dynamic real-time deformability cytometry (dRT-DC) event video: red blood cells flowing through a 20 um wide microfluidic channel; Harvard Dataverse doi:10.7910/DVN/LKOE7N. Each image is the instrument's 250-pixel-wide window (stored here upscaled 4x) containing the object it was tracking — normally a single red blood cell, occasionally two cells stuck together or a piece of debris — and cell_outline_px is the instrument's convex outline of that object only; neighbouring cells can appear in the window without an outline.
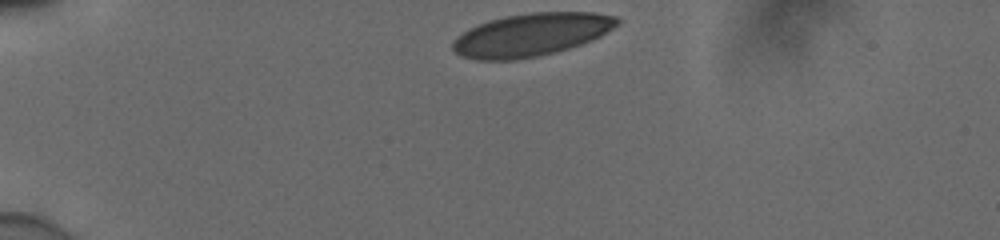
{"species": "human", "species_latin": "Homo sapiens", "temperature_condition": "cold", "stored_images_in_passage": 34, "camera_frame_rate_fps": 3000, "um_per_image_px": 0.085, "donor": {"sex": "male"}, "frame": {"image": 1, "passage_image": 1, "time_ms": 0.0, "image_size_px": [1000, 240], "cell_outline_px": [[620, 24], [600, 36], [592, 40], [568, 48], [536, 56], [516, 60], [476, 60], [460, 56], [452, 48], [452, 44], [456, 36], [468, 28], [476, 24], [488, 20], [504, 16], [532, 12], [592, 12], [616, 16], [620, 20]], "centroid_in_image_um": [45.12, 2.94], "position_along_channel_um": 39.9, "area_um2": 41.21}}
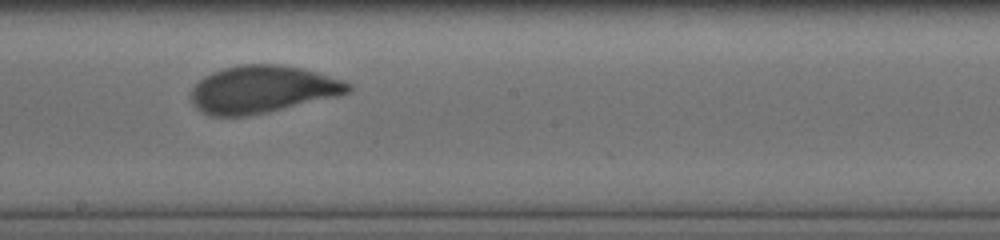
{"frame": {"image": 2, "passage_image": 20, "time_ms": 6.333, "image_size_px": [1000, 240], "cell_outline_px": [[356, 88], [348, 92], [336, 96], [268, 112], [244, 116], [208, 116], [200, 112], [192, 104], [192, 88], [204, 76], [212, 72], [224, 68], [244, 64], [280, 64], [300, 68], [316, 72], [344, 80], [352, 84]], "centroid_in_image_um": [22.3, 7.6], "position_along_channel_um": 225.9, "area_um2": 43.35}}
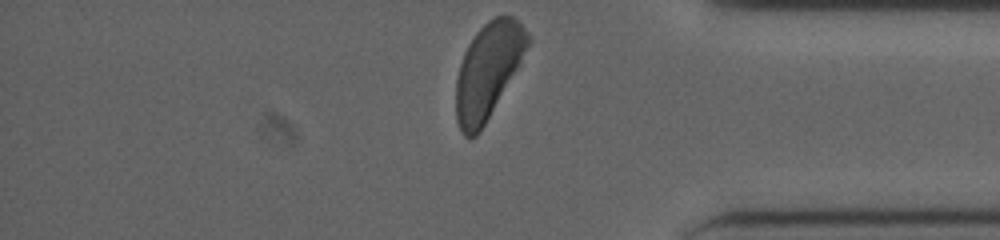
{"frame": {"image": 3, "passage_image": 34, "time_ms": 11.0, "image_size_px": [1000, 240], "cell_outline_px": [[528, 44], [516, 68], [480, 132], [476, 136], [468, 140], [464, 136], [456, 120], [456, 76], [464, 52], [468, 44], [476, 32], [488, 20], [504, 12], [512, 16], [528, 32]], "centroid_in_image_um": [41.43, 6.0], "position_along_channel_um": 393.8, "area_um2": 39.13}, "authors_computed_cell_mechanics": {"area_um2": 42.6853, "velocity_mm_per_s": 3.8669, "shape_relaxation_time_tau1_ms": 4.5154, "shape_relaxation_time_tau2_ms": null, "deformation_change_tau1": 0.1756, "deformation_change_tau2": null}}